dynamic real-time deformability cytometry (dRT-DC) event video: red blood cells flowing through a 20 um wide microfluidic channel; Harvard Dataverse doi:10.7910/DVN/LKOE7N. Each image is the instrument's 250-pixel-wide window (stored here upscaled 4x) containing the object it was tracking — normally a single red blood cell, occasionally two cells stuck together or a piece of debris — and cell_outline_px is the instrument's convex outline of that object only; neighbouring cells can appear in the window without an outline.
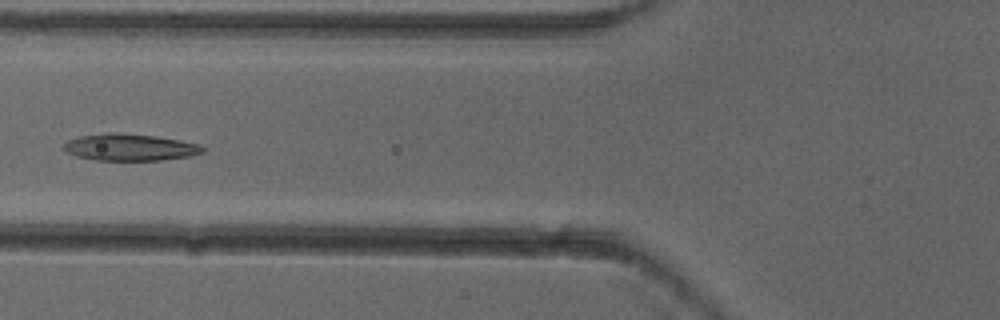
{"species": "common noctule bat (a hibernating species)", "species_latin": "Nyctalus noctula", "temperature_condition": "cold", "stored_images_in_passage": 6, "camera_frame_rate_fps": 3000, "um_per_image_px": 0.085, "animal": {"sex": "female"}, "frame": {"image": 1, "passage_image": 6, "time_ms": 1.667, "image_size_px": [1000, 320], "cell_outline_px": [[208, 148], [204, 152], [188, 156], [160, 160], [96, 160], [76, 156], [68, 152], [64, 148], [64, 144], [68, 140], [80, 136], [108, 132], [116, 132], [156, 136], [180, 140], [200, 144]], "centroid_in_image_um": [11.08, 12.51], "position_along_channel_um": 114.7, "area_um2": 21.73}}